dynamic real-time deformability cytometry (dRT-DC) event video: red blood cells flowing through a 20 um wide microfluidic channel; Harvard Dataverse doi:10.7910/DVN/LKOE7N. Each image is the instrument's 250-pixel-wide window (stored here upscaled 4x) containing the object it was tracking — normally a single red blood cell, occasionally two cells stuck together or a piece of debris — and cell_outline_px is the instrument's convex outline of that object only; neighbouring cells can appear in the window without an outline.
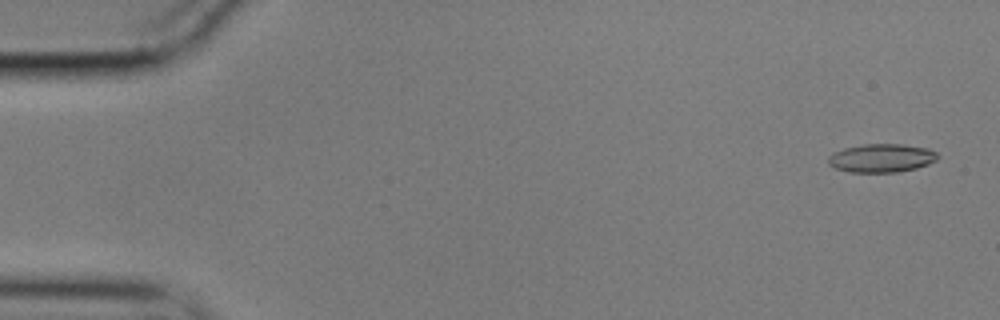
{"species": "common noctule bat (a hibernating species)", "species_latin": "Nyctalus noctula", "temperature_condition": "cold", "stored_images_in_passage": 57, "camera_frame_rate_fps": 3000, "um_per_image_px": 0.085, "animal": {"sex": "male", "body_mass_g": 17.9}, "frame": {"image": 1, "passage_image": 3, "time_ms": 0.667, "image_size_px": [1000, 320], "cell_outline_px": [[940, 156], [936, 160], [928, 164], [916, 168], [896, 172], [848, 172], [836, 168], [828, 164], [828, 156], [844, 148], [864, 144], [900, 144], [928, 148], [936, 152]], "centroid_in_image_um": [74.94, 13.43], "position_along_channel_um": 10.1, "area_um2": 18.09}}
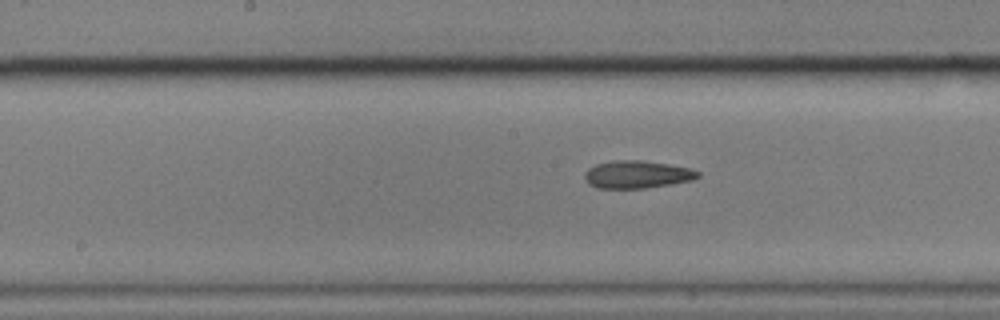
{"frame": {"image": 2, "passage_image": 29, "time_ms": 9.333, "image_size_px": [1000, 320], "cell_outline_px": [[700, 176], [692, 180], [644, 188], [596, 188], [588, 184], [584, 176], [584, 172], [588, 168], [596, 164], [612, 160], [640, 160], [668, 164], [692, 168], [700, 172]], "centroid_in_image_um": [54.13, 14.82], "position_along_channel_um": 194.1, "area_um2": 18.26}}
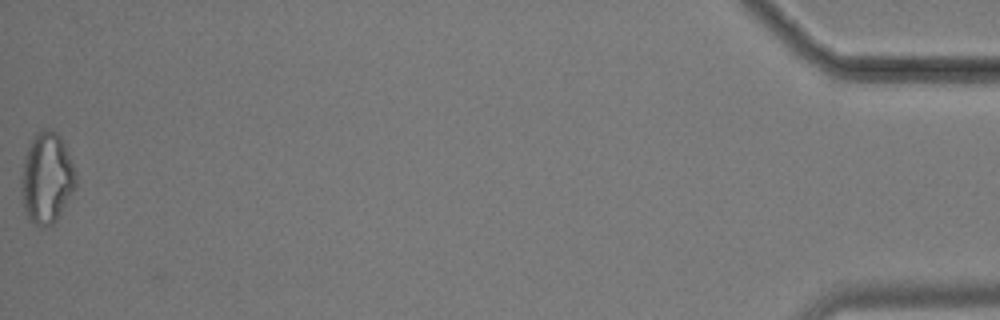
{"frame": {"image": 3, "passage_image": 57, "time_ms": 18.667, "image_size_px": [1000, 320], "cell_outline_px": [[76, 188], [60, 216], [52, 224], [44, 228], [28, 220], [24, 212], [20, 188], [20, 180], [24, 156], [36, 132], [44, 128], [48, 128], [56, 132], [60, 136], [64, 144], [76, 172]], "centroid_in_image_um": [3.96, 15.17], "position_along_channel_um": 431.2, "area_um2": 29.36}, "authors_computed_cell_mechanics": {"area_um2": 18.6116, "velocity_mm_per_s": 3.5659, "shape_relaxation_time_tau1_ms": 8.8807, "shape_relaxation_time_tau2_ms": 5.8799, "deformation_change_tau1": 0.1716, "deformation_change_tau2": 0.1614}}